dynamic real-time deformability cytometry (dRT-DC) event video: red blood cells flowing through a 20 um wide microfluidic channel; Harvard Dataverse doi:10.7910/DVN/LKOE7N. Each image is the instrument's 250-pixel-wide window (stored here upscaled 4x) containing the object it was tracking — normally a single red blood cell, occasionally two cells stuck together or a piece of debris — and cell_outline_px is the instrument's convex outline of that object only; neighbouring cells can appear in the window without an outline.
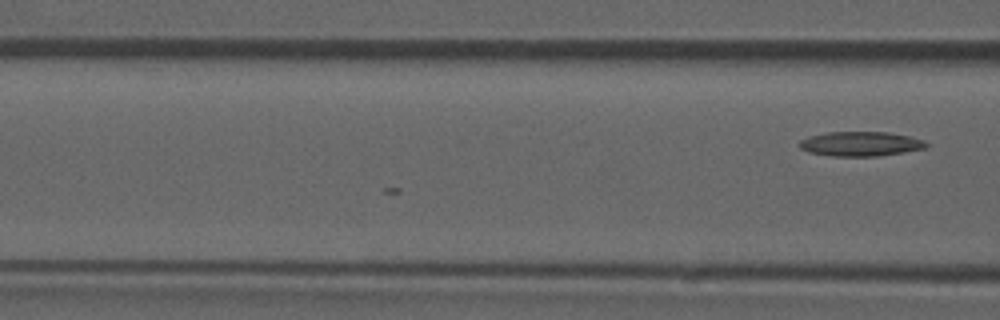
{"species": "common noctule bat (a hibernating species)", "species_latin": "Nyctalus noctula", "temperature_condition": "room temperature", "stored_images_in_passage": 15, "camera_frame_rate_fps": 3000, "um_per_image_px": 0.085, "animal": {"sex": "male", "forearm_length_mm": 52.5}, "frame": {"image": 1, "passage_image": 15, "time_ms": 4.667, "image_size_px": [1000, 320], "cell_outline_px": [[928, 144], [924, 148], [904, 152], [876, 156], [832, 156], [808, 152], [800, 148], [800, 140], [808, 136], [828, 132], [888, 132], [908, 136], [924, 140]], "centroid_in_image_um": [73.12, 12.22], "position_along_channel_um": 93.5, "area_um2": 18.03}}